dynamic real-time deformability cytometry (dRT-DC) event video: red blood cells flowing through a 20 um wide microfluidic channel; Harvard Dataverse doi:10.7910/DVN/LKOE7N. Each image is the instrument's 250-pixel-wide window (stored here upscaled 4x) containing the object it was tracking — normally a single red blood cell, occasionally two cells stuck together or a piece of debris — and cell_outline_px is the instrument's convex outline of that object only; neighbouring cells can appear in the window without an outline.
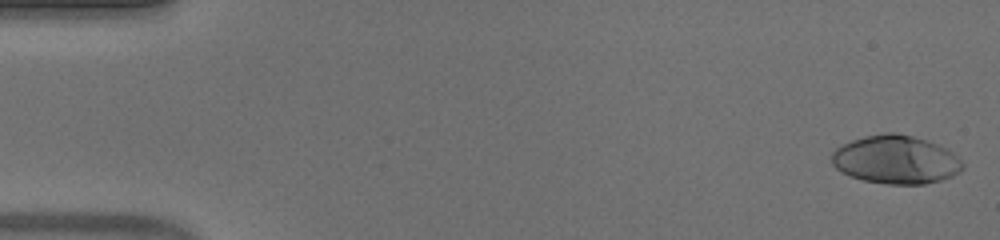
{"species": "human", "species_latin": "Homo sapiens", "temperature_condition": "warm", "stored_images_in_passage": 52, "camera_frame_rate_fps": 3000, "um_per_image_px": 0.085, "donor": {"sex": "male"}, "frame": {"image": 1, "passage_image": 1, "time_ms": 0.0, "image_size_px": [1000, 240], "cell_outline_px": [[964, 168], [960, 172], [952, 176], [940, 180], [924, 184], [888, 184], [864, 180], [840, 172], [832, 164], [832, 152], [836, 148], [852, 140], [864, 136], [884, 132], [896, 132], [912, 136], [936, 144], [952, 152], [964, 164]], "centroid_in_image_um": [76.13, 13.57], "position_along_channel_um": 8.9, "area_um2": 36.76}}
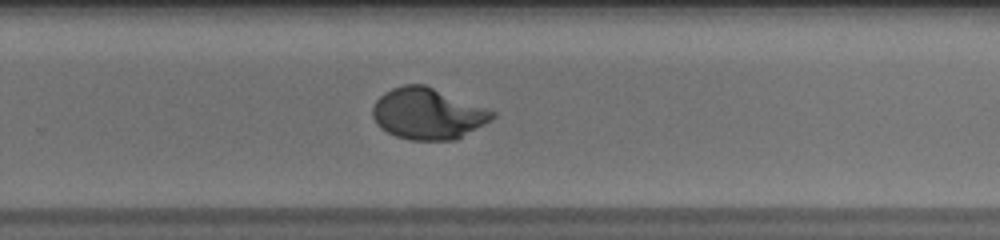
{"frame": {"image": 2, "passage_image": 34, "time_ms": 11.0, "image_size_px": [1000, 240], "cell_outline_px": [[496, 116], [492, 120], [456, 140], [412, 140], [396, 136], [380, 128], [376, 124], [372, 116], [372, 108], [376, 100], [384, 92], [392, 88], [404, 84], [424, 84], [496, 112]], "centroid_in_image_um": [36.34, 9.67], "position_along_channel_um": 293.5, "area_um2": 35.72}}
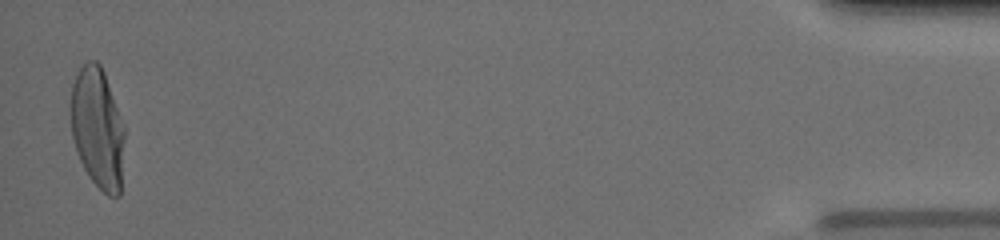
{"frame": {"image": 3, "passage_image": 51, "time_ms": 16.667, "image_size_px": [1000, 240], "cell_outline_px": [[124, 140], [120, 196], [108, 196], [88, 176], [76, 152], [72, 136], [68, 112], [72, 84], [80, 68], [88, 60], [96, 60], [100, 64], [104, 72], [124, 128]], "centroid_in_image_um": [8.25, 10.88], "position_along_channel_um": 426.9, "area_um2": 38.09}, "authors_computed_cell_mechanics": {"area_um2": 35.5181, "velocity_mm_per_s": 3.9417, "shape_relaxation_time_tau1_ms": 4.4429, "shape_relaxation_time_tau2_ms": null, "deformation_change_tau1": 0.255, "deformation_change_tau2": null}}